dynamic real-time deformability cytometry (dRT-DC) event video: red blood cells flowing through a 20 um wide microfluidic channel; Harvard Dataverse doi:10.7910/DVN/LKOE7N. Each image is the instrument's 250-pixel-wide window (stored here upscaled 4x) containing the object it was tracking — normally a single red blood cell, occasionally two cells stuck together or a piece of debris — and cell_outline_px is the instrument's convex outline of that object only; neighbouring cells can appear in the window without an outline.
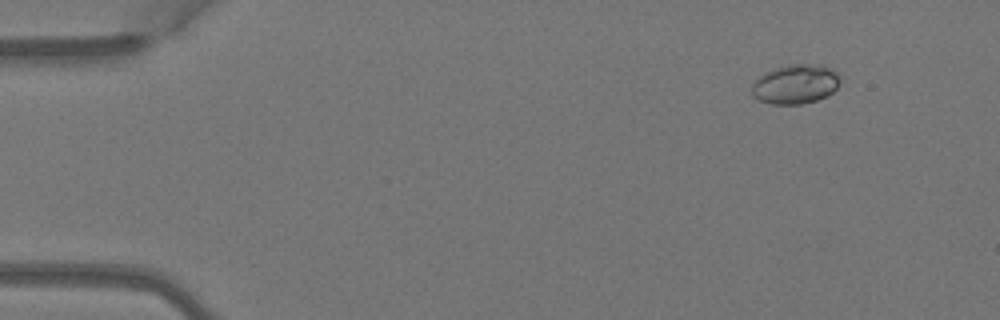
{"species": "Egyptian fruit bat (a non-hibernating species)", "species_latin": "Rousettus aegyptiacus", "temperature_condition": "warm", "stored_images_in_passage": 4, "camera_frame_rate_fps": 3000, "um_per_image_px": 0.085, "animal": {"sex": "female"}, "frame": {"image": 1, "passage_image": 2, "time_ms": 0.333, "image_size_px": [1000, 320], "cell_outline_px": [[840, 80], [836, 88], [828, 96], [816, 100], [800, 104], [772, 104], [760, 100], [752, 96], [752, 84], [760, 76], [776, 68], [788, 64], [808, 64], [832, 68], [836, 72]], "centroid_in_image_um": [67.61, 7.16], "position_along_channel_um": 17.4, "area_um2": 20.0}}